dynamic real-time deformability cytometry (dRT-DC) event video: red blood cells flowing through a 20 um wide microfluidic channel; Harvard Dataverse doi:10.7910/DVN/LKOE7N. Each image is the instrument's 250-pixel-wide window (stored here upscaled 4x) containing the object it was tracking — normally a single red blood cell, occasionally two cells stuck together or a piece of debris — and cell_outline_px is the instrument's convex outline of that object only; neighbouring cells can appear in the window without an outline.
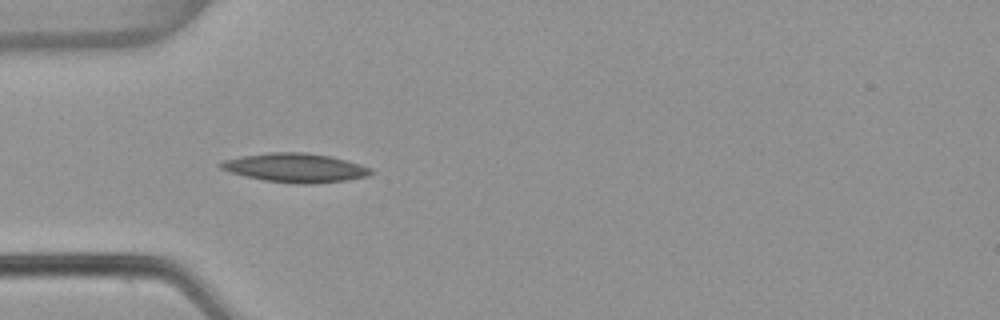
{"species": "common noctule bat (a hibernating species)", "species_latin": "Nyctalus noctula", "temperature_condition": "warm", "stored_images_in_passage": 3, "camera_frame_rate_fps": 3000, "um_per_image_px": 0.085, "animal": {"sex": "female", "body_mass_g": 22.7, "forearm_length_mm": 54.2}, "frame": {"image": 1, "passage_image": 2, "time_ms": 0.333, "image_size_px": [1000, 320], "cell_outline_px": [[372, 172], [368, 176], [348, 180], [312, 184], [300, 184], [264, 180], [244, 176], [220, 168], [216, 164], [224, 160], [240, 156], [268, 152], [304, 152], [332, 156], [360, 164], [372, 168]], "centroid_in_image_um": [25.1, 14.25], "position_along_channel_um": 59.9, "area_um2": 25.49}}
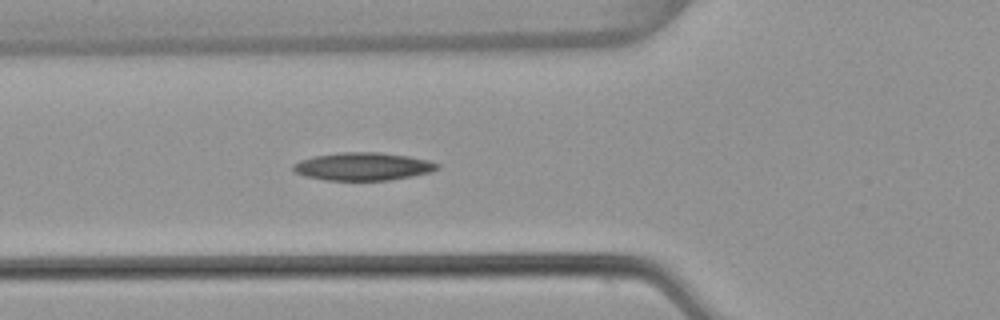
{"frame": {"image": 2, "passage_image": 3, "time_ms": 0.667, "image_size_px": [1000, 320], "cell_outline_px": [[440, 168], [432, 172], [412, 176], [388, 180], [324, 180], [304, 176], [296, 172], [292, 168], [292, 164], [300, 160], [312, 156], [340, 152], [380, 152], [408, 156], [428, 160], [440, 164]], "centroid_in_image_um": [30.85, 14.14], "position_along_channel_um": 94.9, "area_um2": 23.58}}